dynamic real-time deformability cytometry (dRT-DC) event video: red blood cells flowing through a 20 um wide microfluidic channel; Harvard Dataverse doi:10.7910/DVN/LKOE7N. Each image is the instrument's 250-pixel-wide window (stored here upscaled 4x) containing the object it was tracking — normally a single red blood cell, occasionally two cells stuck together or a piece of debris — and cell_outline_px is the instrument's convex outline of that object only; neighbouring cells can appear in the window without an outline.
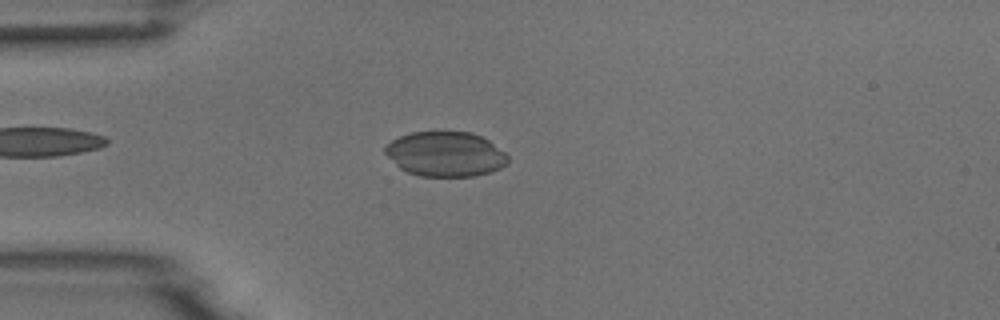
{"species": "common noctule bat (a hibernating species)", "species_latin": "Nyctalus noctula", "temperature_condition": "room temperature", "stored_images_in_passage": 52, "camera_frame_rate_fps": 3000, "um_per_image_px": 0.085, "animal": {"sex": "male", "body_mass_g": 18.8}, "frame": {"image": 1, "passage_image": 13, "time_ms": 4.0, "image_size_px": [1000, 320], "cell_outline_px": [[508, 164], [500, 168], [488, 172], [472, 176], [420, 176], [408, 172], [400, 168], [384, 152], [384, 148], [392, 140], [400, 136], [412, 132], [472, 132], [488, 140], [504, 152], [508, 156]], "centroid_in_image_um": [37.86, 13.09], "position_along_channel_um": 47.1, "area_um2": 31.79}}
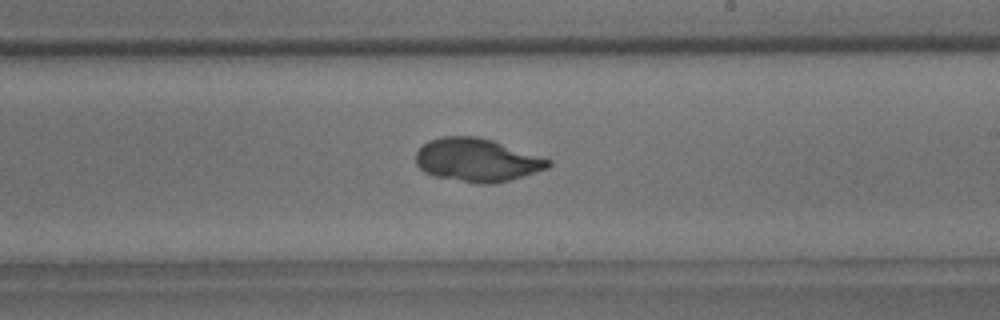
{"frame": {"image": 2, "passage_image": 30, "time_ms": 9.667, "image_size_px": [1000, 320], "cell_outline_px": [[552, 164], [548, 168], [508, 180], [492, 184], [476, 184], [432, 176], [424, 172], [416, 164], [416, 152], [428, 140], [440, 136], [476, 136], [492, 140], [552, 160]], "centroid_in_image_um": [40.51, 13.61], "position_along_channel_um": 248.5, "area_um2": 33.41}}
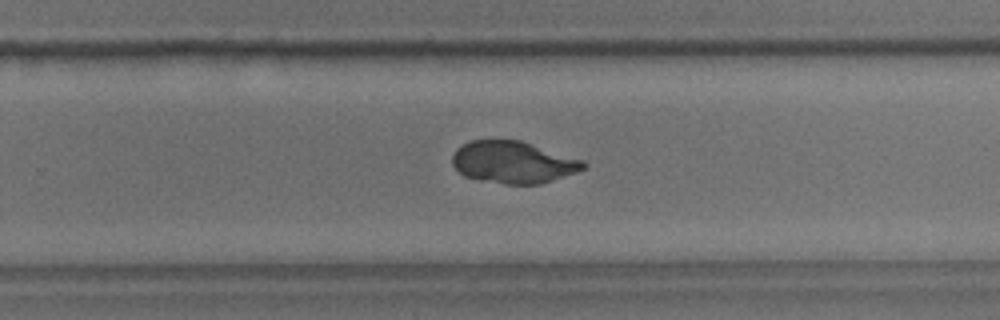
{"frame": {"image": 3, "passage_image": 33, "time_ms": 10.667, "image_size_px": [1000, 320], "cell_outline_px": [[588, 168], [540, 184], [508, 184], [480, 180], [464, 176], [452, 164], [452, 156], [456, 148], [460, 144], [472, 140], [520, 140], [584, 160], [588, 164]], "centroid_in_image_um": [43.63, 13.78], "position_along_channel_um": 286.2, "area_um2": 32.19}}